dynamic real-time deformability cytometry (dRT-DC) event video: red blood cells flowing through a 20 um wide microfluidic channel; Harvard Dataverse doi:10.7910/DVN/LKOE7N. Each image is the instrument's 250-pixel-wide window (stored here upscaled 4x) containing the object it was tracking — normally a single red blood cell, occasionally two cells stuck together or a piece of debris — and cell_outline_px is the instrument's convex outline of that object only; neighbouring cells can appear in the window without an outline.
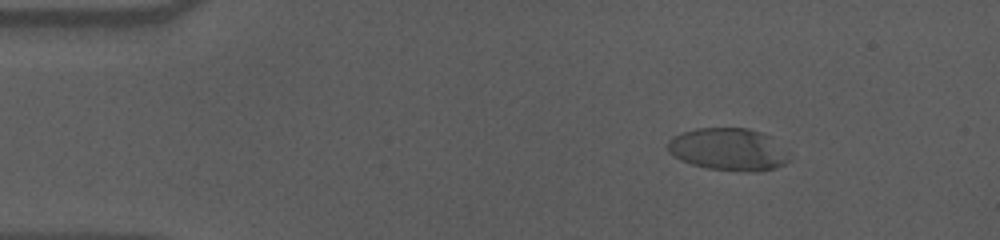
{"species": "human", "species_latin": "Homo sapiens", "temperature_condition": "cold", "stored_images_in_passage": 50, "camera_frame_rate_fps": 3000, "um_per_image_px": 0.085, "donor": {"sex": "male"}, "frame": {"image": 1, "passage_image": 1, "time_ms": 0.0, "image_size_px": [1000, 240], "cell_outline_px": [[788, 160], [784, 164], [776, 168], [756, 172], [740, 172], [708, 168], [692, 164], [680, 160], [668, 152], [668, 140], [684, 132], [696, 128], [748, 128], [772, 136], [788, 152]], "centroid_in_image_um": [61.94, 12.71], "position_along_channel_um": 23.1, "area_um2": 30.17}}
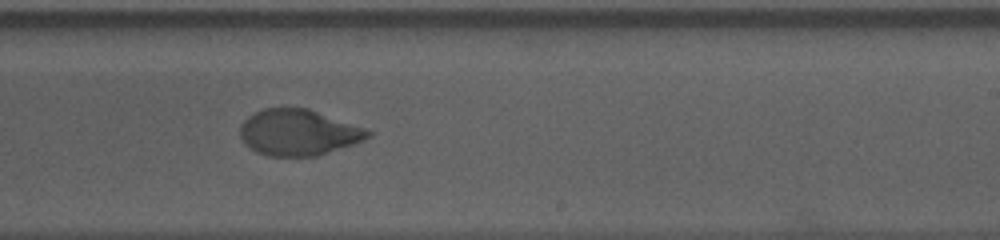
{"frame": {"image": 2, "passage_image": 28, "time_ms": 9.0, "image_size_px": [1000, 240], "cell_outline_px": [[376, 132], [372, 136], [356, 144], [316, 156], [268, 156], [256, 152], [244, 144], [240, 136], [240, 124], [248, 116], [264, 108], [308, 108], [368, 128]], "centroid_in_image_um": [25.42, 11.26], "position_along_channel_um": 263.6, "area_um2": 34.85}}
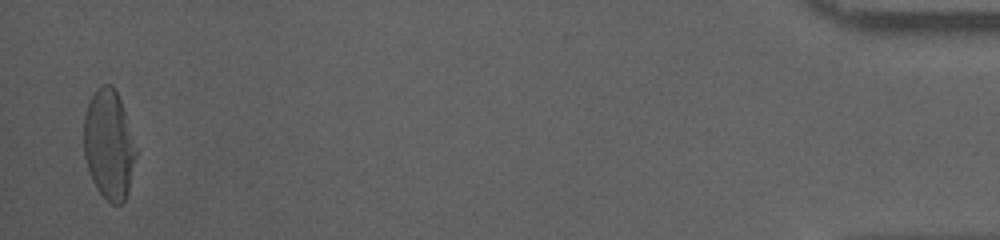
{"frame": {"image": 3, "passage_image": 49, "time_ms": 16.0, "image_size_px": [1000, 240], "cell_outline_px": [[136, 156], [128, 188], [124, 200], [120, 204], [112, 204], [96, 188], [92, 180], [84, 156], [84, 116], [88, 104], [96, 88], [100, 84], [112, 84], [116, 88], [124, 112], [136, 152]], "centroid_in_image_um": [9.22, 12.26], "position_along_channel_um": 426.0, "area_um2": 32.66}, "authors_computed_cell_mechanics": {"area_um2": 34.7378, "velocity_mm_per_s": 3.5775, "shape_relaxation_time_tau1_ms": 6.4593, "shape_relaxation_time_tau2_ms": 1.04, "deformation_change_tau1": 0.2285, "deformation_change_tau2": 0.0548}}